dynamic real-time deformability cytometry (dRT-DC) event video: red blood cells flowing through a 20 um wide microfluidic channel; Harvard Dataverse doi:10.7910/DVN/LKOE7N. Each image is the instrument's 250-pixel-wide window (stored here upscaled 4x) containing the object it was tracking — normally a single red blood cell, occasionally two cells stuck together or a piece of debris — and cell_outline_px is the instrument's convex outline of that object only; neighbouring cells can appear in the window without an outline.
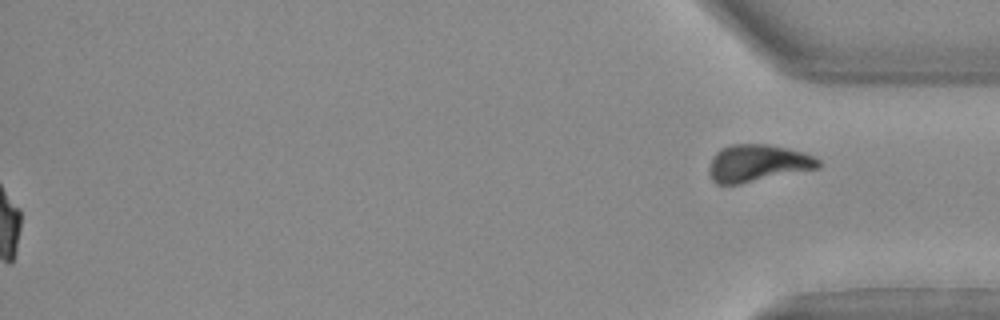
{"species": "Egyptian fruit bat (a non-hibernating species)", "species_latin": "Rousettus aegyptiacus", "temperature_condition": "warm", "stored_images_in_passage": 40, "camera_frame_rate_fps": 3000, "um_per_image_px": 0.085, "animal": {"sex": "female"}, "frame": {"image": 1, "passage_image": 40, "time_ms": 13.0, "image_size_px": [1000, 320], "cell_outline_px": [[820, 168], [736, 184], [716, 184], [712, 180], [708, 172], [708, 168], [712, 156], [720, 148], [732, 144], [768, 144], [788, 148], [804, 152], [820, 160]], "centroid_in_image_um": [64.37, 13.86], "position_along_channel_um": 370.8, "area_um2": 23.7}}